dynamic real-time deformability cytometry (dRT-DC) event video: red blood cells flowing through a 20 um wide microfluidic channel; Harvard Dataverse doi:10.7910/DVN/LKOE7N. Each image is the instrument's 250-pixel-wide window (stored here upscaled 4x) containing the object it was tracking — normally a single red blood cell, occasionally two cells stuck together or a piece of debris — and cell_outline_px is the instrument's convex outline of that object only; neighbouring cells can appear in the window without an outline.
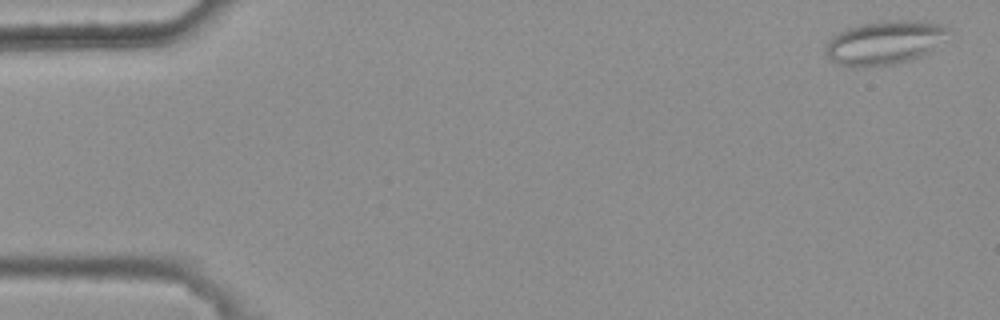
{"species": "common noctule bat (a hibernating species)", "species_latin": "Nyctalus noctula", "temperature_condition": "warm", "stored_images_in_passage": 6, "camera_frame_rate_fps": 3000, "um_per_image_px": 0.085, "animal": {"sex": "female", "body_mass_g": 25.1}, "frame": {"image": 1, "passage_image": 1, "time_ms": 0.0, "image_size_px": [1000, 320], "cell_outline_px": [[948, 28], [928, 52], [912, 60], [892, 64], [864, 68], [852, 68], [840, 64], [832, 60], [824, 52], [824, 48], [828, 40], [832, 36], [856, 24], [880, 20], [916, 20], [940, 24]], "centroid_in_image_um": [75.05, 3.63], "position_along_channel_um": 9.9, "area_um2": 31.1}}